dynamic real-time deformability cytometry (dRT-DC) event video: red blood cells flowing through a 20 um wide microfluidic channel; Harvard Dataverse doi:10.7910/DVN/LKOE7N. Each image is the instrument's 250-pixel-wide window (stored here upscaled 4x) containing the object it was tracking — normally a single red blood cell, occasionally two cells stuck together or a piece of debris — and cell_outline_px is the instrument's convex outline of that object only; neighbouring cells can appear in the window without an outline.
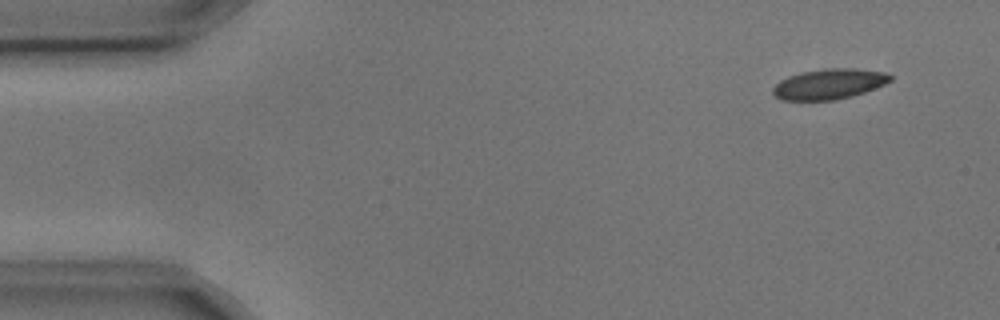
{"species": "common noctule bat (a hibernating species)", "species_latin": "Nyctalus noctula", "temperature_condition": "cold", "stored_images_in_passage": 4, "camera_frame_rate_fps": 3000, "um_per_image_px": 0.085, "animal": {"sex": "male", "body_mass_g": 17.9, "forearm_length_mm": 54.2}, "frame": {"image": 1, "passage_image": 1, "time_ms": 0.0, "image_size_px": [1000, 320], "cell_outline_px": [[892, 80], [876, 88], [852, 96], [832, 100], [780, 100], [772, 92], [772, 88], [780, 80], [788, 76], [800, 72], [828, 68], [852, 68], [888, 72], [892, 76]], "centroid_in_image_um": [70.48, 7.13], "position_along_channel_um": 14.5, "area_um2": 20.87}}